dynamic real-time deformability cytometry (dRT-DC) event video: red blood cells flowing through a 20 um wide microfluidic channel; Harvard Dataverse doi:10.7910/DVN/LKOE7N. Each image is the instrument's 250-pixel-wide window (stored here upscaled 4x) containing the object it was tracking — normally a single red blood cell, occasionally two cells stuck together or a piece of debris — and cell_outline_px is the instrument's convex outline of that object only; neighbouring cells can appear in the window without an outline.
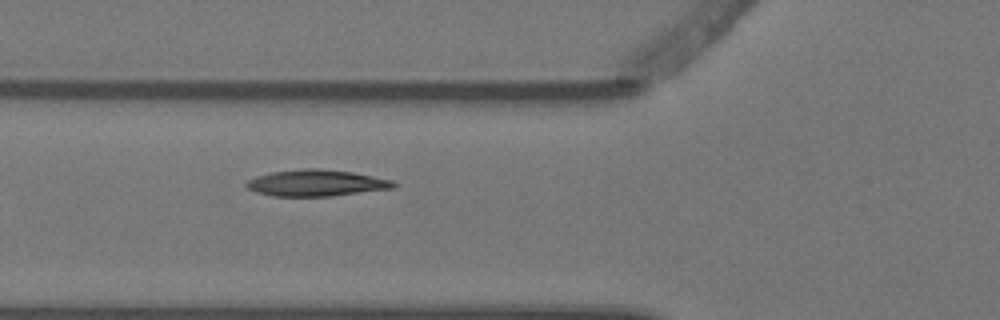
{"species": "Egyptian fruit bat (a non-hibernating species)", "species_latin": "Rousettus aegyptiacus", "temperature_condition": "warm", "stored_images_in_passage": 6, "camera_frame_rate_fps": 3000, "um_per_image_px": 0.085, "animal": {"sex": "female"}, "frame": {"image": 1, "passage_image": 6, "time_ms": 1.667, "image_size_px": [1000, 320], "cell_outline_px": [[396, 188], [332, 196], [272, 196], [256, 192], [248, 188], [244, 184], [248, 180], [256, 176], [272, 172], [304, 168], [320, 168], [352, 172], [392, 180], [396, 184]], "centroid_in_image_um": [26.89, 15.55], "position_along_channel_um": 98.9, "area_um2": 22.72}}